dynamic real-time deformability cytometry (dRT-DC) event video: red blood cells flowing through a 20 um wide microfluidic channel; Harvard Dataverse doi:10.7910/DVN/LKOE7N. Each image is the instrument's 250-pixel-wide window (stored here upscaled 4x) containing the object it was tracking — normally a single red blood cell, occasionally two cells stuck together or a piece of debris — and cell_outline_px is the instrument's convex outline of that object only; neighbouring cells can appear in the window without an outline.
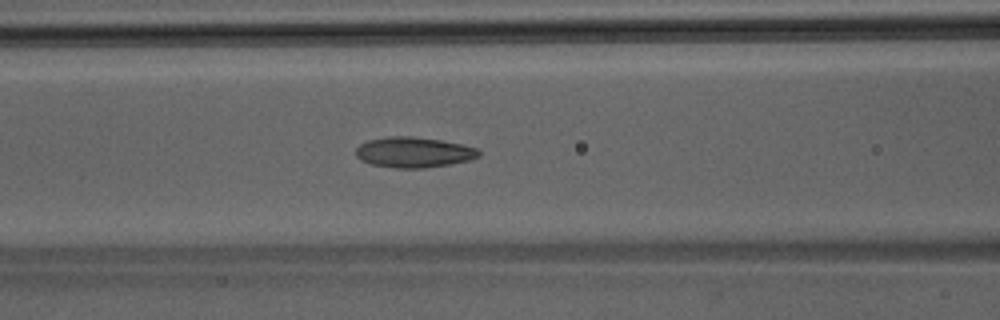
{"species": "Egyptian fruit bat (a non-hibernating species)", "species_latin": "Rousettus aegyptiacus", "temperature_condition": "room temperature", "stored_images_in_passage": 39, "camera_frame_rate_fps": 3000, "um_per_image_px": 0.085, "animal": {"sex": "male"}, "frame": {"image": 1, "passage_image": 13, "time_ms": 4.0, "image_size_px": [1000, 320], "cell_outline_px": [[480, 156], [468, 160], [452, 164], [424, 168], [396, 168], [372, 164], [360, 160], [356, 156], [356, 148], [360, 144], [368, 140], [388, 136], [412, 136], [440, 140], [464, 144], [476, 148], [480, 152]], "centroid_in_image_um": [35.17, 12.94], "position_along_channel_um": 131.4, "area_um2": 21.91}}
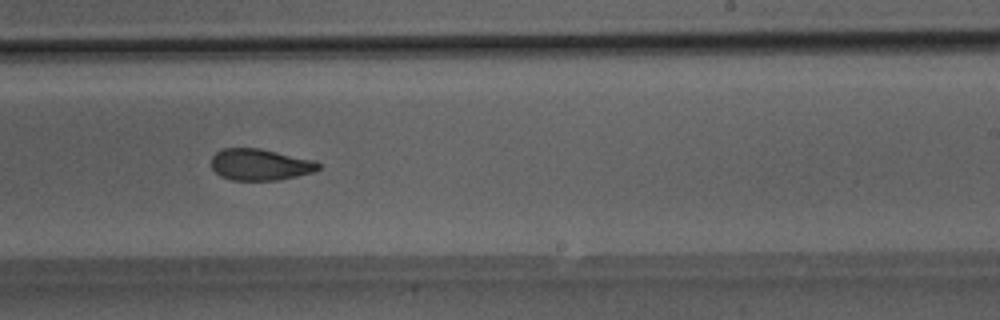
{"frame": {"image": 2, "passage_image": 22, "time_ms": 7.0, "image_size_px": [1000, 320], "cell_outline_px": [[320, 168], [316, 172], [276, 180], [232, 180], [220, 176], [212, 168], [212, 156], [216, 152], [224, 148], [260, 148], [312, 160], [320, 164]], "centroid_in_image_um": [22.1, 13.99], "position_along_channel_um": 266.9, "area_um2": 19.54}}
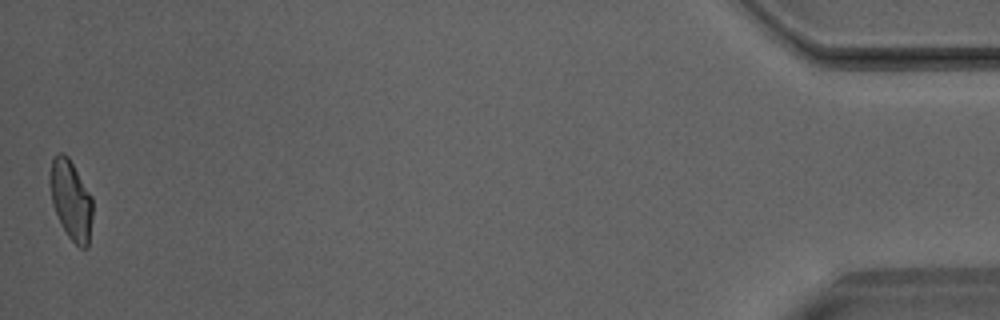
{"frame": {"image": 3, "passage_image": 39, "time_ms": 12.667, "image_size_px": [1000, 320], "cell_outline_px": [[92, 216], [88, 248], [80, 248], [68, 236], [52, 204], [48, 180], [48, 176], [52, 160], [60, 152], [64, 152], [68, 156], [92, 196]], "centroid_in_image_um": [6.02, 16.97], "position_along_channel_um": 429.2, "area_um2": 19.77}}